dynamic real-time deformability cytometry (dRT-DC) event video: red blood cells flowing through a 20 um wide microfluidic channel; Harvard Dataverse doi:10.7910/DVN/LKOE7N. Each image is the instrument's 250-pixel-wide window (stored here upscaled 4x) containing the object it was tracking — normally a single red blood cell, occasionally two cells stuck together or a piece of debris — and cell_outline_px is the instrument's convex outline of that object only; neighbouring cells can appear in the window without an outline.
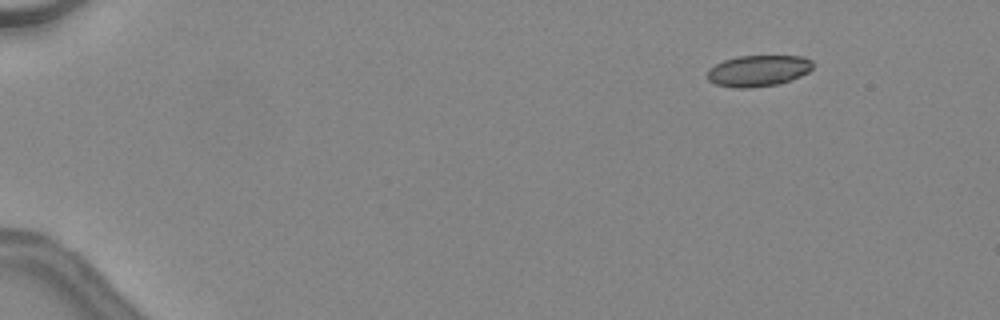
{"species": "common noctule bat (a hibernating species)", "species_latin": "Nyctalus noctula", "temperature_condition": "warm", "stored_images_in_passage": 44, "camera_frame_rate_fps": 3000, "um_per_image_px": 0.085, "animal": {"sex": "female", "body_mass_g": 24.6, "forearm_length_mm": 56.2}, "frame": {"image": 1, "passage_image": 3, "time_ms": 0.667, "image_size_px": [1000, 320], "cell_outline_px": [[812, 68], [808, 72], [792, 80], [776, 84], [752, 88], [736, 88], [716, 84], [708, 80], [708, 68], [724, 60], [740, 56], [804, 56], [812, 60]], "centroid_in_image_um": [64.46, 6.01], "position_along_channel_um": 20.5, "area_um2": 19.19}}
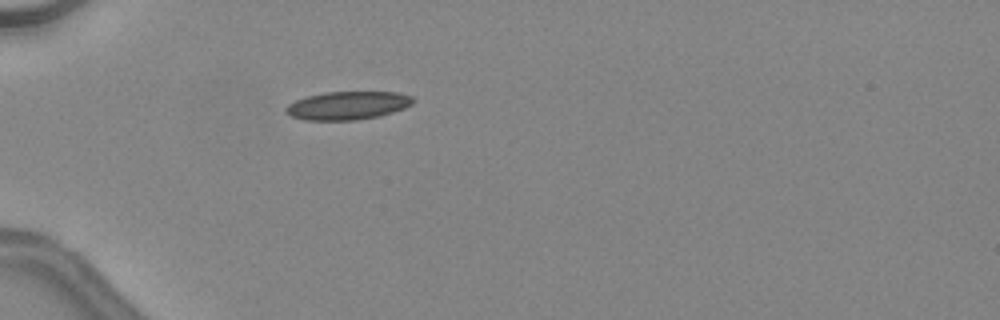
{"frame": {"image": 2, "passage_image": 13, "time_ms": 4.0, "image_size_px": [1000, 320], "cell_outline_px": [[416, 100], [412, 104], [404, 108], [380, 116], [356, 120], [304, 120], [292, 116], [284, 112], [284, 108], [288, 104], [296, 100], [308, 96], [324, 92], [396, 92], [412, 96]], "centroid_in_image_um": [29.55, 8.97], "position_along_channel_um": 55.4, "area_um2": 20.98}}
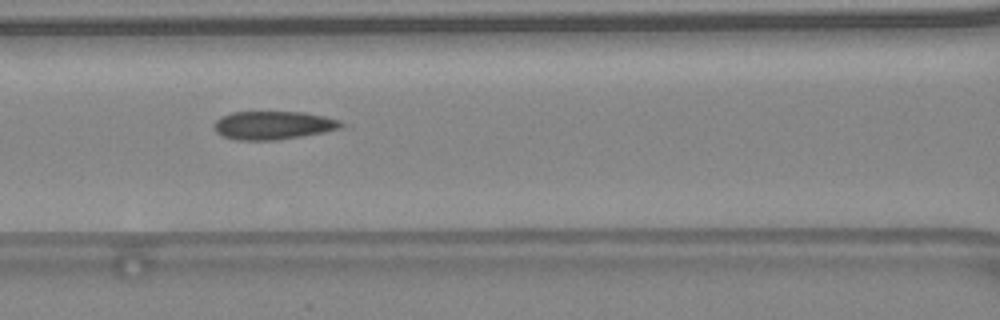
{"frame": {"image": 3, "passage_image": 20, "time_ms": 6.333, "image_size_px": [1000, 320], "cell_outline_px": [[352, 124], [344, 128], [324, 132], [276, 140], [236, 140], [220, 136], [216, 132], [212, 124], [220, 116], [232, 112], [304, 112], [324, 116], [340, 120]], "centroid_in_image_um": [23.26, 10.65], "position_along_channel_um": 143.3, "area_um2": 21.44}}